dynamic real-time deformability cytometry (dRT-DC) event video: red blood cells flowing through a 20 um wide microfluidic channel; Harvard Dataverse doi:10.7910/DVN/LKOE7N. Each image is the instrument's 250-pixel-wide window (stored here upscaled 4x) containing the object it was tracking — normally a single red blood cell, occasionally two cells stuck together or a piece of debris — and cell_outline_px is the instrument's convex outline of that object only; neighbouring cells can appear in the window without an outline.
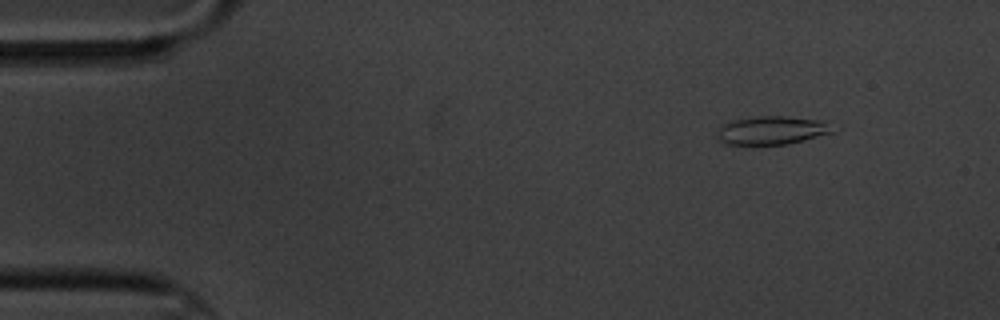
{"species": "common noctule bat (a hibernating species)", "species_latin": "Nyctalus noctula", "temperature_condition": "cold", "stored_images_in_passage": 6, "camera_frame_rate_fps": 3000, "um_per_image_px": 0.085, "animal": {"sex": "male", "body_mass_g": 20.1, "forearm_length_mm": 53.5}, "frame": {"image": 1, "passage_image": 2, "time_ms": 1.333, "image_size_px": [1000, 320], "cell_outline_px": [[836, 132], [788, 144], [728, 144], [720, 140], [716, 136], [720, 128], [724, 124], [736, 120], [760, 116], [784, 116], [828, 120]], "centroid_in_image_um": [65.72, 11.07], "position_along_channel_um": 19.3, "area_um2": 19.07}}